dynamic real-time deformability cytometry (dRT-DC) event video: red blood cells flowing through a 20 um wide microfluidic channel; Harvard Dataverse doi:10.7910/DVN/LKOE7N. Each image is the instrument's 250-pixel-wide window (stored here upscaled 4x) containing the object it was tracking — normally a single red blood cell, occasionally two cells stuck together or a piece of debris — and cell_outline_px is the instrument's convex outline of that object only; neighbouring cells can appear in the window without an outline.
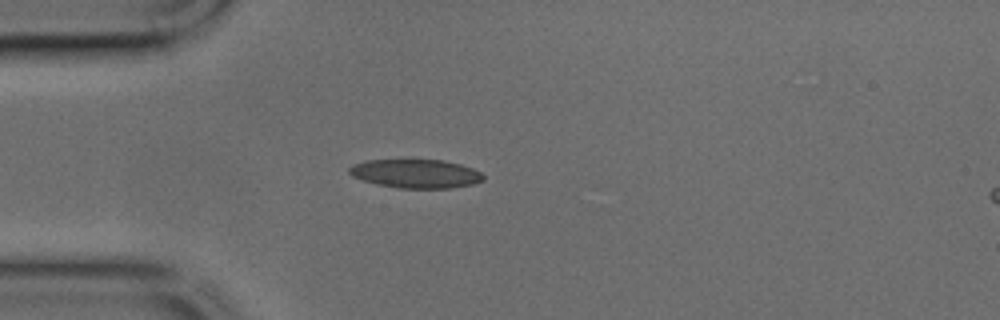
{"species": "common noctule bat (a hibernating species)", "species_latin": "Nyctalus noctula", "temperature_condition": "cold", "stored_images_in_passage": 30, "camera_frame_rate_fps": 3000, "um_per_image_px": 0.085, "animal": {"sex": "male", "body_mass_g": 17.9, "forearm_length_mm": 54.2}, "frame": {"image": 1, "passage_image": 1, "time_ms": 0.0, "image_size_px": [1000, 320], "cell_outline_px": [[484, 180], [472, 184], [448, 188], [400, 188], [376, 184], [352, 176], [348, 172], [348, 168], [352, 164], [364, 160], [444, 160], [460, 164], [472, 168], [480, 172], [484, 176]], "centroid_in_image_um": [35.32, 14.75], "position_along_channel_um": 49.7, "area_um2": 22.43}}
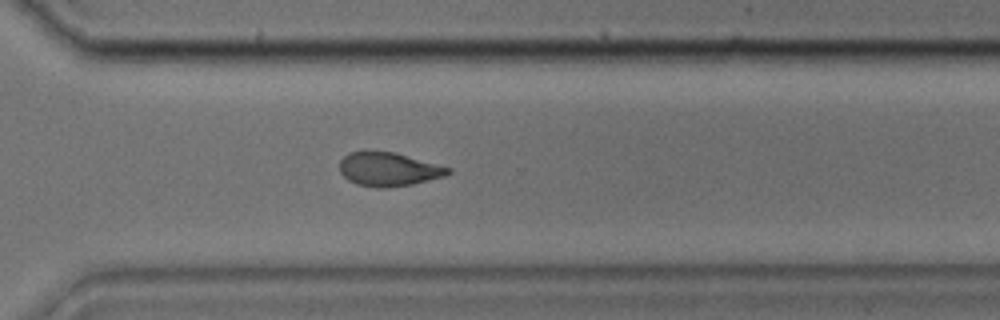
{"frame": {"image": 2, "passage_image": 21, "time_ms": 6.667, "image_size_px": [1000, 320], "cell_outline_px": [[452, 172], [444, 176], [412, 184], [388, 188], [376, 188], [356, 184], [348, 180], [340, 172], [340, 160], [348, 152], [392, 152], [452, 168]], "centroid_in_image_um": [33.01, 14.41], "position_along_channel_um": 337.6, "area_um2": 21.1}}
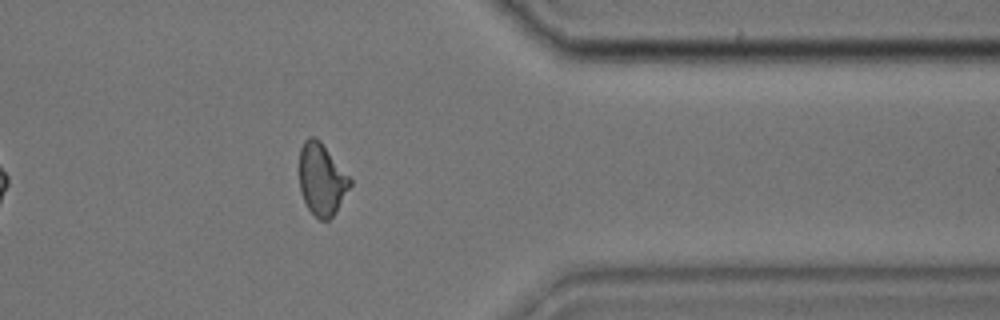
{"frame": {"image": 3, "passage_image": 25, "time_ms": 8.0, "image_size_px": [1000, 320], "cell_outline_px": [[352, 184], [336, 212], [328, 220], [320, 220], [308, 208], [300, 192], [300, 148], [304, 140], [308, 136], [312, 136], [320, 140], [352, 180]], "centroid_in_image_um": [27.35, 15.24], "position_along_channel_um": 384.1, "area_um2": 21.15}}